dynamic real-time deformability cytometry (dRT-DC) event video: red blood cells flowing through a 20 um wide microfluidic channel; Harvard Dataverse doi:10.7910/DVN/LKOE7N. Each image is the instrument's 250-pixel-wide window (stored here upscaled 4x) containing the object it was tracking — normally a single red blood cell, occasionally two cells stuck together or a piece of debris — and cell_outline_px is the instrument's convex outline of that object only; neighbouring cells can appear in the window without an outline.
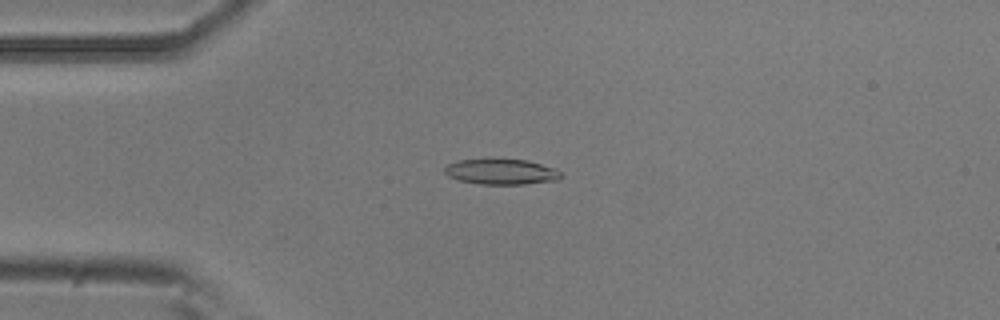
{"species": "common noctule bat (a hibernating species)", "species_latin": "Nyctalus noctula", "temperature_condition": "room temperature", "stored_images_in_passage": 53, "camera_frame_rate_fps": 3000, "um_per_image_px": 0.085, "animal": {"sex": "male", "body_mass_g": 20.5, "forearm_length_mm": 52.5}, "frame": {"image": 1, "passage_image": 13, "time_ms": 4.0, "image_size_px": [1000, 320], "cell_outline_px": [[564, 176], [556, 180], [524, 184], [480, 184], [460, 180], [448, 176], [444, 172], [444, 168], [448, 164], [456, 160], [528, 160], [556, 168]], "centroid_in_image_um": [42.63, 14.6], "position_along_channel_um": 42.4, "area_um2": 17.11}}
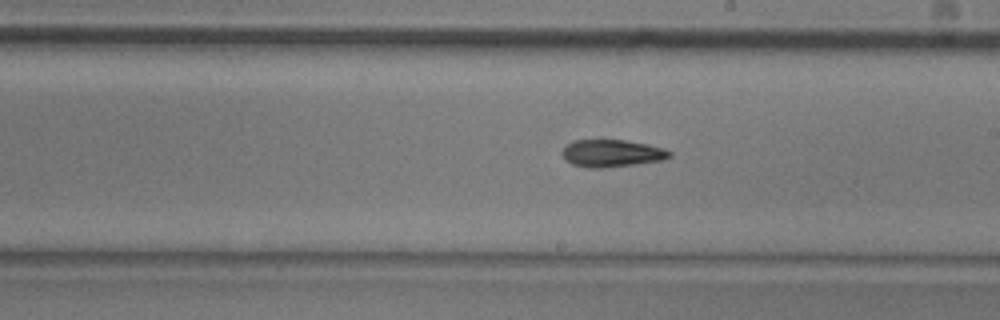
{"frame": {"image": 2, "passage_image": 30, "time_ms": 9.667, "image_size_px": [1000, 320], "cell_outline_px": [[672, 156], [664, 160], [636, 164], [604, 168], [588, 168], [572, 164], [560, 152], [572, 140], [624, 140], [648, 144], [664, 148], [672, 152]], "centroid_in_image_um": [52.04, 13.03], "position_along_channel_um": 237.0, "area_um2": 17.17}}
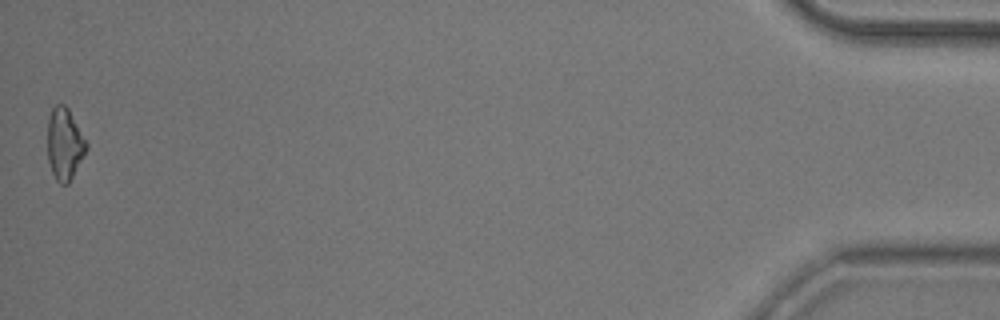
{"frame": {"image": 3, "passage_image": 53, "time_ms": 17.333, "image_size_px": [1000, 320], "cell_outline_px": [[88, 148], [68, 184], [60, 184], [56, 180], [52, 172], [48, 160], [48, 116], [52, 108], [56, 104], [64, 104], [68, 108], [88, 144]], "centroid_in_image_um": [5.48, 12.23], "position_along_channel_um": 429.7, "area_um2": 16.18}, "authors_computed_cell_mechanics": {"area_um2": 17.051, "velocity_mm_per_s": 3.7764, "shape_relaxation_time_tau1_ms": 4.5025, "shape_relaxation_time_tau2_ms": null, "deformation_change_tau1": 0.1401, "deformation_change_tau2": null}}